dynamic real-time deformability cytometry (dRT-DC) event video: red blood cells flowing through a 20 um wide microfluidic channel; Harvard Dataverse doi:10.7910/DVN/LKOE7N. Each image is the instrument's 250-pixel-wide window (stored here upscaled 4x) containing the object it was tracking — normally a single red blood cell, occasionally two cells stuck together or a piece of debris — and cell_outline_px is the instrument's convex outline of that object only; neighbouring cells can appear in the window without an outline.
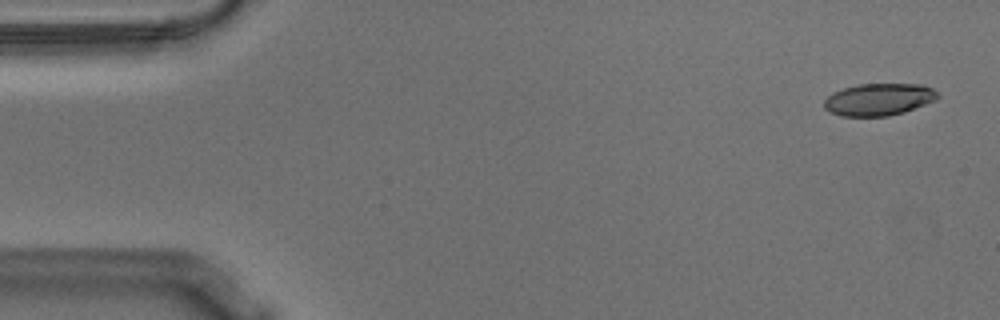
{"species": "Egyptian fruit bat (a non-hibernating species)", "species_latin": "Rousettus aegyptiacus", "temperature_condition": "warm", "stored_images_in_passage": 54, "camera_frame_rate_fps": 3000, "um_per_image_px": 0.085, "animal": {"sex": "male"}, "frame": {"image": 1, "passage_image": 1, "time_ms": 0.0, "image_size_px": [1000, 320], "cell_outline_px": [[940, 96], [936, 100], [904, 112], [888, 116], [840, 116], [828, 112], [824, 108], [824, 100], [832, 92], [856, 84], [924, 84], [932, 88]], "centroid_in_image_um": [74.68, 8.45], "position_along_channel_um": 10.3, "area_um2": 21.44}}
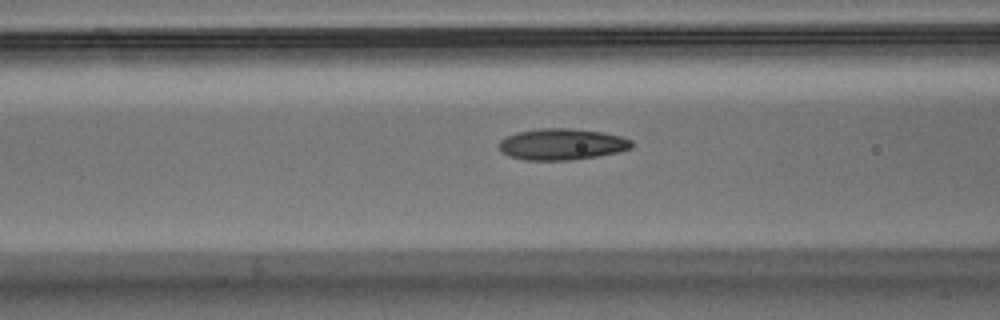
{"frame": {"image": 2, "passage_image": 20, "time_ms": 6.333, "image_size_px": [1000, 320], "cell_outline_px": [[632, 148], [616, 152], [596, 156], [568, 160], [524, 160], [508, 156], [500, 148], [500, 140], [504, 136], [516, 132], [540, 128], [572, 128], [604, 132], [620, 136], [632, 140]], "centroid_in_image_um": [47.74, 12.25], "position_along_channel_um": 118.9, "area_um2": 24.22}}
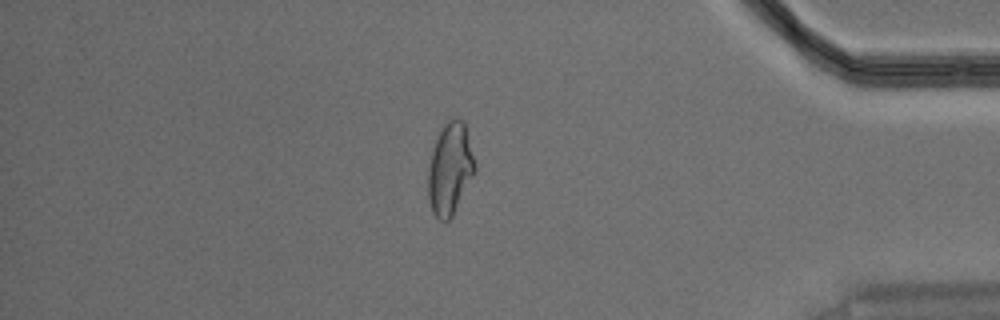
{"frame": {"image": 3, "passage_image": 46, "time_ms": 15.0, "image_size_px": [1000, 320], "cell_outline_px": [[476, 168], [452, 216], [448, 220], [440, 220], [432, 212], [428, 200], [428, 168], [432, 148], [440, 128], [452, 116], [456, 116], [464, 120], [476, 164]], "centroid_in_image_um": [38.23, 14.28], "position_along_channel_um": 397.0, "area_um2": 25.14}, "authors_computed_cell_mechanics": {"area_um2": 23.2067, "velocity_mm_per_s": 3.6054, "shape_relaxation_time_tau1_ms": 10.7711, "shape_relaxation_time_tau2_ms": 1.8096, "deformation_change_tau1": 0.264, "deformation_change_tau2": 0.0914}}